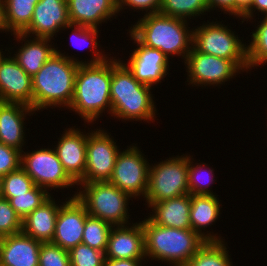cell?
Masks as SVG:
<instances>
[{
	"label": "cell",
	"instance_id": "44dd1931",
	"mask_svg": "<svg viewBox=\"0 0 267 266\" xmlns=\"http://www.w3.org/2000/svg\"><path fill=\"white\" fill-rule=\"evenodd\" d=\"M71 24L99 28L98 25L117 16L118 4L113 0H67Z\"/></svg>",
	"mask_w": 267,
	"mask_h": 266
},
{
	"label": "cell",
	"instance_id": "52a82bcc",
	"mask_svg": "<svg viewBox=\"0 0 267 266\" xmlns=\"http://www.w3.org/2000/svg\"><path fill=\"white\" fill-rule=\"evenodd\" d=\"M222 21H208L193 27L192 46L199 52L232 60L243 72L249 71L247 45Z\"/></svg>",
	"mask_w": 267,
	"mask_h": 266
},
{
	"label": "cell",
	"instance_id": "d590c367",
	"mask_svg": "<svg viewBox=\"0 0 267 266\" xmlns=\"http://www.w3.org/2000/svg\"><path fill=\"white\" fill-rule=\"evenodd\" d=\"M22 231V219L11 207L8 199L0 198V238Z\"/></svg>",
	"mask_w": 267,
	"mask_h": 266
},
{
	"label": "cell",
	"instance_id": "9a60e30c",
	"mask_svg": "<svg viewBox=\"0 0 267 266\" xmlns=\"http://www.w3.org/2000/svg\"><path fill=\"white\" fill-rule=\"evenodd\" d=\"M70 24L67 0H40L35 5L31 23L22 33L54 40V36Z\"/></svg>",
	"mask_w": 267,
	"mask_h": 266
},
{
	"label": "cell",
	"instance_id": "ab89813d",
	"mask_svg": "<svg viewBox=\"0 0 267 266\" xmlns=\"http://www.w3.org/2000/svg\"><path fill=\"white\" fill-rule=\"evenodd\" d=\"M209 11H214L217 8L224 14L235 17V0H206Z\"/></svg>",
	"mask_w": 267,
	"mask_h": 266
},
{
	"label": "cell",
	"instance_id": "f35d334b",
	"mask_svg": "<svg viewBox=\"0 0 267 266\" xmlns=\"http://www.w3.org/2000/svg\"><path fill=\"white\" fill-rule=\"evenodd\" d=\"M126 6V7H125ZM161 6V0H122L118 5V13L123 11L122 9H127L130 7L134 12L139 10V12L145 11L144 15H149L153 13H159ZM136 9V10H135Z\"/></svg>",
	"mask_w": 267,
	"mask_h": 266
},
{
	"label": "cell",
	"instance_id": "e575fe53",
	"mask_svg": "<svg viewBox=\"0 0 267 266\" xmlns=\"http://www.w3.org/2000/svg\"><path fill=\"white\" fill-rule=\"evenodd\" d=\"M68 252L71 266H104L105 253L83 243Z\"/></svg>",
	"mask_w": 267,
	"mask_h": 266
},
{
	"label": "cell",
	"instance_id": "8fae6325",
	"mask_svg": "<svg viewBox=\"0 0 267 266\" xmlns=\"http://www.w3.org/2000/svg\"><path fill=\"white\" fill-rule=\"evenodd\" d=\"M101 129H91L87 135L86 169L84 177L78 183L104 182L111 179L120 148L111 134Z\"/></svg>",
	"mask_w": 267,
	"mask_h": 266
},
{
	"label": "cell",
	"instance_id": "83f0119b",
	"mask_svg": "<svg viewBox=\"0 0 267 266\" xmlns=\"http://www.w3.org/2000/svg\"><path fill=\"white\" fill-rule=\"evenodd\" d=\"M192 159V160H191ZM193 158L188 154V191L190 195H216L209 187L215 183L214 169L201 162L193 164ZM208 166V167H206ZM204 168V169H203ZM205 171V172H204Z\"/></svg>",
	"mask_w": 267,
	"mask_h": 266
},
{
	"label": "cell",
	"instance_id": "5b68a950",
	"mask_svg": "<svg viewBox=\"0 0 267 266\" xmlns=\"http://www.w3.org/2000/svg\"><path fill=\"white\" fill-rule=\"evenodd\" d=\"M141 224L144 230L146 260L169 262L171 266H185L206 242L192 229L160 226L148 218H144Z\"/></svg>",
	"mask_w": 267,
	"mask_h": 266
},
{
	"label": "cell",
	"instance_id": "f1b7e54d",
	"mask_svg": "<svg viewBox=\"0 0 267 266\" xmlns=\"http://www.w3.org/2000/svg\"><path fill=\"white\" fill-rule=\"evenodd\" d=\"M65 29H72L71 31V43L74 44V47L79 48V49H83V47H87L89 50H91L90 52H92L93 57L89 60L87 59V61H84V64H95V63H100L105 61L107 58H109V56H107L105 54V50L104 53L101 49V51L99 50V46L100 44L97 41L98 38V33L99 30L97 28H93V27H86V26H81V25H74V24H70L66 27L63 28V30ZM74 39V40H73ZM77 42H82L83 47H79L82 46ZM79 46H76V45ZM86 44V45H85ZM99 44V45H98ZM91 46V47H90Z\"/></svg>",
	"mask_w": 267,
	"mask_h": 266
},
{
	"label": "cell",
	"instance_id": "7c38bea8",
	"mask_svg": "<svg viewBox=\"0 0 267 266\" xmlns=\"http://www.w3.org/2000/svg\"><path fill=\"white\" fill-rule=\"evenodd\" d=\"M184 65L187 72L188 85L220 86L243 72L232 60L219 58L197 51L193 46L186 56ZM204 85V86H203Z\"/></svg>",
	"mask_w": 267,
	"mask_h": 266
},
{
	"label": "cell",
	"instance_id": "277c9868",
	"mask_svg": "<svg viewBox=\"0 0 267 266\" xmlns=\"http://www.w3.org/2000/svg\"><path fill=\"white\" fill-rule=\"evenodd\" d=\"M188 21L161 13L142 16L129 31L143 44L156 48L169 56H179L185 61L192 48L193 29Z\"/></svg>",
	"mask_w": 267,
	"mask_h": 266
},
{
	"label": "cell",
	"instance_id": "ac0fdd59",
	"mask_svg": "<svg viewBox=\"0 0 267 266\" xmlns=\"http://www.w3.org/2000/svg\"><path fill=\"white\" fill-rule=\"evenodd\" d=\"M105 258L146 259L144 230L140 222L113 226L110 230Z\"/></svg>",
	"mask_w": 267,
	"mask_h": 266
},
{
	"label": "cell",
	"instance_id": "7dc6e473",
	"mask_svg": "<svg viewBox=\"0 0 267 266\" xmlns=\"http://www.w3.org/2000/svg\"><path fill=\"white\" fill-rule=\"evenodd\" d=\"M113 1L119 5L122 0H113Z\"/></svg>",
	"mask_w": 267,
	"mask_h": 266
},
{
	"label": "cell",
	"instance_id": "7402d4cb",
	"mask_svg": "<svg viewBox=\"0 0 267 266\" xmlns=\"http://www.w3.org/2000/svg\"><path fill=\"white\" fill-rule=\"evenodd\" d=\"M13 36L18 42L21 41L20 43L22 44L17 49L18 51L13 54V58L31 78L58 49V47L55 48L53 46L52 39L32 38L23 33H14ZM22 41H24V44Z\"/></svg>",
	"mask_w": 267,
	"mask_h": 266
},
{
	"label": "cell",
	"instance_id": "ee69618b",
	"mask_svg": "<svg viewBox=\"0 0 267 266\" xmlns=\"http://www.w3.org/2000/svg\"><path fill=\"white\" fill-rule=\"evenodd\" d=\"M9 32L6 22L5 3L4 0H0V32Z\"/></svg>",
	"mask_w": 267,
	"mask_h": 266
},
{
	"label": "cell",
	"instance_id": "60d3db41",
	"mask_svg": "<svg viewBox=\"0 0 267 266\" xmlns=\"http://www.w3.org/2000/svg\"><path fill=\"white\" fill-rule=\"evenodd\" d=\"M262 13L261 15L267 16V0H253L251 6L243 13L241 18L242 23L246 20H253L255 11Z\"/></svg>",
	"mask_w": 267,
	"mask_h": 266
},
{
	"label": "cell",
	"instance_id": "8992f818",
	"mask_svg": "<svg viewBox=\"0 0 267 266\" xmlns=\"http://www.w3.org/2000/svg\"><path fill=\"white\" fill-rule=\"evenodd\" d=\"M76 188L77 192L71 197L76 196L90 216L100 218L112 226L131 224L128 205L132 198L109 181L77 183Z\"/></svg>",
	"mask_w": 267,
	"mask_h": 266
},
{
	"label": "cell",
	"instance_id": "2e32d148",
	"mask_svg": "<svg viewBox=\"0 0 267 266\" xmlns=\"http://www.w3.org/2000/svg\"><path fill=\"white\" fill-rule=\"evenodd\" d=\"M88 134L72 126L63 131L58 138V144L54 146L64 170L76 184L84 177L86 169Z\"/></svg>",
	"mask_w": 267,
	"mask_h": 266
},
{
	"label": "cell",
	"instance_id": "6da1fadb",
	"mask_svg": "<svg viewBox=\"0 0 267 266\" xmlns=\"http://www.w3.org/2000/svg\"><path fill=\"white\" fill-rule=\"evenodd\" d=\"M56 52L32 77V109L68 108L74 95L75 77L84 60Z\"/></svg>",
	"mask_w": 267,
	"mask_h": 266
},
{
	"label": "cell",
	"instance_id": "b9f144b4",
	"mask_svg": "<svg viewBox=\"0 0 267 266\" xmlns=\"http://www.w3.org/2000/svg\"><path fill=\"white\" fill-rule=\"evenodd\" d=\"M145 259H110L105 258L104 266H142Z\"/></svg>",
	"mask_w": 267,
	"mask_h": 266
},
{
	"label": "cell",
	"instance_id": "9c48e42d",
	"mask_svg": "<svg viewBox=\"0 0 267 266\" xmlns=\"http://www.w3.org/2000/svg\"><path fill=\"white\" fill-rule=\"evenodd\" d=\"M21 167L36 186L51 189L73 188L77 185L64 170L54 148H40L21 152Z\"/></svg>",
	"mask_w": 267,
	"mask_h": 266
},
{
	"label": "cell",
	"instance_id": "ba28073f",
	"mask_svg": "<svg viewBox=\"0 0 267 266\" xmlns=\"http://www.w3.org/2000/svg\"><path fill=\"white\" fill-rule=\"evenodd\" d=\"M151 165H149L148 187L144 198L148 205L189 194L188 154L172 156Z\"/></svg>",
	"mask_w": 267,
	"mask_h": 266
},
{
	"label": "cell",
	"instance_id": "5bb4252c",
	"mask_svg": "<svg viewBox=\"0 0 267 266\" xmlns=\"http://www.w3.org/2000/svg\"><path fill=\"white\" fill-rule=\"evenodd\" d=\"M88 215L85 206L76 196L67 197L59 208L51 243L67 251L81 244Z\"/></svg>",
	"mask_w": 267,
	"mask_h": 266
},
{
	"label": "cell",
	"instance_id": "cb8c5ba5",
	"mask_svg": "<svg viewBox=\"0 0 267 266\" xmlns=\"http://www.w3.org/2000/svg\"><path fill=\"white\" fill-rule=\"evenodd\" d=\"M218 195H191L190 222L191 229L205 241H225L222 236L206 227L212 226L220 216L222 206ZM221 207V208H220ZM203 230V231H202Z\"/></svg>",
	"mask_w": 267,
	"mask_h": 266
},
{
	"label": "cell",
	"instance_id": "603a6c76",
	"mask_svg": "<svg viewBox=\"0 0 267 266\" xmlns=\"http://www.w3.org/2000/svg\"><path fill=\"white\" fill-rule=\"evenodd\" d=\"M148 207L152 209V212H150L147 218L152 223L171 228L191 229L190 194H184L154 204H149Z\"/></svg>",
	"mask_w": 267,
	"mask_h": 266
},
{
	"label": "cell",
	"instance_id": "4316f807",
	"mask_svg": "<svg viewBox=\"0 0 267 266\" xmlns=\"http://www.w3.org/2000/svg\"><path fill=\"white\" fill-rule=\"evenodd\" d=\"M226 246L225 241H206L185 266H233Z\"/></svg>",
	"mask_w": 267,
	"mask_h": 266
},
{
	"label": "cell",
	"instance_id": "30bf717a",
	"mask_svg": "<svg viewBox=\"0 0 267 266\" xmlns=\"http://www.w3.org/2000/svg\"><path fill=\"white\" fill-rule=\"evenodd\" d=\"M133 144L118 154L109 182L131 198H145L150 163L137 144Z\"/></svg>",
	"mask_w": 267,
	"mask_h": 266
},
{
	"label": "cell",
	"instance_id": "7bdbcfd3",
	"mask_svg": "<svg viewBox=\"0 0 267 266\" xmlns=\"http://www.w3.org/2000/svg\"><path fill=\"white\" fill-rule=\"evenodd\" d=\"M252 1L253 0H235V17L237 19L242 18L243 13L251 6Z\"/></svg>",
	"mask_w": 267,
	"mask_h": 266
},
{
	"label": "cell",
	"instance_id": "d6a6232c",
	"mask_svg": "<svg viewBox=\"0 0 267 266\" xmlns=\"http://www.w3.org/2000/svg\"><path fill=\"white\" fill-rule=\"evenodd\" d=\"M52 194L45 188L34 186L30 191L21 195H14L8 201L11 207L23 220L27 215L38 208Z\"/></svg>",
	"mask_w": 267,
	"mask_h": 266
},
{
	"label": "cell",
	"instance_id": "8d00e7d4",
	"mask_svg": "<svg viewBox=\"0 0 267 266\" xmlns=\"http://www.w3.org/2000/svg\"><path fill=\"white\" fill-rule=\"evenodd\" d=\"M39 266H71L69 252L51 242L42 243Z\"/></svg>",
	"mask_w": 267,
	"mask_h": 266
},
{
	"label": "cell",
	"instance_id": "f6af8a7d",
	"mask_svg": "<svg viewBox=\"0 0 267 266\" xmlns=\"http://www.w3.org/2000/svg\"><path fill=\"white\" fill-rule=\"evenodd\" d=\"M5 51H2L1 49H0V64H1V62L6 58V53H4ZM5 55V56H4Z\"/></svg>",
	"mask_w": 267,
	"mask_h": 266
},
{
	"label": "cell",
	"instance_id": "484cf974",
	"mask_svg": "<svg viewBox=\"0 0 267 266\" xmlns=\"http://www.w3.org/2000/svg\"><path fill=\"white\" fill-rule=\"evenodd\" d=\"M40 0H4L8 31L22 33L31 23L35 5Z\"/></svg>",
	"mask_w": 267,
	"mask_h": 266
},
{
	"label": "cell",
	"instance_id": "1f68e13d",
	"mask_svg": "<svg viewBox=\"0 0 267 266\" xmlns=\"http://www.w3.org/2000/svg\"><path fill=\"white\" fill-rule=\"evenodd\" d=\"M112 227L108 222L88 215L85 221L82 243L105 253Z\"/></svg>",
	"mask_w": 267,
	"mask_h": 266
},
{
	"label": "cell",
	"instance_id": "f546056e",
	"mask_svg": "<svg viewBox=\"0 0 267 266\" xmlns=\"http://www.w3.org/2000/svg\"><path fill=\"white\" fill-rule=\"evenodd\" d=\"M210 12L206 0H161L159 13L190 20ZM188 18V19H187Z\"/></svg>",
	"mask_w": 267,
	"mask_h": 266
},
{
	"label": "cell",
	"instance_id": "836d02e7",
	"mask_svg": "<svg viewBox=\"0 0 267 266\" xmlns=\"http://www.w3.org/2000/svg\"><path fill=\"white\" fill-rule=\"evenodd\" d=\"M35 186L32 178L22 167L2 177V198L10 199L14 195L25 194Z\"/></svg>",
	"mask_w": 267,
	"mask_h": 266
},
{
	"label": "cell",
	"instance_id": "e0dca14e",
	"mask_svg": "<svg viewBox=\"0 0 267 266\" xmlns=\"http://www.w3.org/2000/svg\"><path fill=\"white\" fill-rule=\"evenodd\" d=\"M10 56L0 64V102L22 103L32 108V78Z\"/></svg>",
	"mask_w": 267,
	"mask_h": 266
},
{
	"label": "cell",
	"instance_id": "d4e9b609",
	"mask_svg": "<svg viewBox=\"0 0 267 266\" xmlns=\"http://www.w3.org/2000/svg\"><path fill=\"white\" fill-rule=\"evenodd\" d=\"M61 204H57L53 195L22 220V232L42 243L51 242Z\"/></svg>",
	"mask_w": 267,
	"mask_h": 266
},
{
	"label": "cell",
	"instance_id": "ffe728a7",
	"mask_svg": "<svg viewBox=\"0 0 267 266\" xmlns=\"http://www.w3.org/2000/svg\"><path fill=\"white\" fill-rule=\"evenodd\" d=\"M36 112L22 103L0 102V143L23 151L25 146L24 121ZM30 114V115H29Z\"/></svg>",
	"mask_w": 267,
	"mask_h": 266
},
{
	"label": "cell",
	"instance_id": "bcb514c9",
	"mask_svg": "<svg viewBox=\"0 0 267 266\" xmlns=\"http://www.w3.org/2000/svg\"><path fill=\"white\" fill-rule=\"evenodd\" d=\"M2 197V176H0V198Z\"/></svg>",
	"mask_w": 267,
	"mask_h": 266
},
{
	"label": "cell",
	"instance_id": "7a4b0ae2",
	"mask_svg": "<svg viewBox=\"0 0 267 266\" xmlns=\"http://www.w3.org/2000/svg\"><path fill=\"white\" fill-rule=\"evenodd\" d=\"M151 89L138 82L119 58L111 56V116L119 121L154 122L157 109Z\"/></svg>",
	"mask_w": 267,
	"mask_h": 266
},
{
	"label": "cell",
	"instance_id": "3957f363",
	"mask_svg": "<svg viewBox=\"0 0 267 266\" xmlns=\"http://www.w3.org/2000/svg\"><path fill=\"white\" fill-rule=\"evenodd\" d=\"M111 56L95 64H79L68 109L93 125L106 110L111 115ZM93 123V124H92Z\"/></svg>",
	"mask_w": 267,
	"mask_h": 266
},
{
	"label": "cell",
	"instance_id": "74e56055",
	"mask_svg": "<svg viewBox=\"0 0 267 266\" xmlns=\"http://www.w3.org/2000/svg\"><path fill=\"white\" fill-rule=\"evenodd\" d=\"M21 167V151L0 143V176H5Z\"/></svg>",
	"mask_w": 267,
	"mask_h": 266
},
{
	"label": "cell",
	"instance_id": "d6986e66",
	"mask_svg": "<svg viewBox=\"0 0 267 266\" xmlns=\"http://www.w3.org/2000/svg\"><path fill=\"white\" fill-rule=\"evenodd\" d=\"M41 244L22 231L0 238V266H39Z\"/></svg>",
	"mask_w": 267,
	"mask_h": 266
},
{
	"label": "cell",
	"instance_id": "4dcf8cb0",
	"mask_svg": "<svg viewBox=\"0 0 267 266\" xmlns=\"http://www.w3.org/2000/svg\"><path fill=\"white\" fill-rule=\"evenodd\" d=\"M261 19L262 21H258L260 24L257 23L255 27L256 30L251 32V42L248 41L249 44H247L249 70L267 63V16Z\"/></svg>",
	"mask_w": 267,
	"mask_h": 266
},
{
	"label": "cell",
	"instance_id": "4fadbf2b",
	"mask_svg": "<svg viewBox=\"0 0 267 266\" xmlns=\"http://www.w3.org/2000/svg\"><path fill=\"white\" fill-rule=\"evenodd\" d=\"M129 36L137 45L129 55L127 63L121 60L141 84L152 87L161 83L169 73V58L156 48L143 45L130 31Z\"/></svg>",
	"mask_w": 267,
	"mask_h": 266
}]
</instances>
